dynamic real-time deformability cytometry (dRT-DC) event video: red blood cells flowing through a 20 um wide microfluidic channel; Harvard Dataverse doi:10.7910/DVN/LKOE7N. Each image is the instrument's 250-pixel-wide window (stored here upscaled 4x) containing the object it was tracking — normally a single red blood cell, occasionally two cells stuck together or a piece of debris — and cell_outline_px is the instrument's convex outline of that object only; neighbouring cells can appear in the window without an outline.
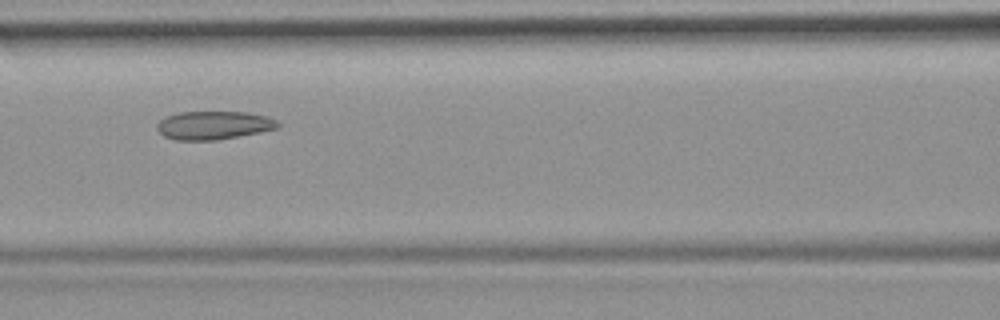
{"species": "common noctule bat (a hibernating species)", "species_latin": "Nyctalus noctula", "temperature_condition": "room temperature", "stored_images_in_passage": 33, "camera_frame_rate_fps": 3000, "um_per_image_px": 0.085, "animal": {"sex": "female", "body_mass_g": 19.9}, "frame": {"image": 1, "passage_image": 10, "time_ms": 3.0, "image_size_px": [1000, 320], "cell_outline_px": [[280, 128], [260, 132], [216, 140], [176, 140], [164, 136], [156, 128], [156, 124], [160, 120], [176, 112], [248, 112], [268, 116], [276, 120], [280, 124]], "centroid_in_image_um": [18.18, 10.64], "position_along_channel_um": 148.4, "area_um2": 20.06}, "authors_computed_cell_mechanics": {"area_um2": 20.4612, "velocity_mm_per_s": 3.8049, "shape_relaxation_time_tau1_ms": null, "shape_relaxation_time_tau2_ms": 2.7352, "deformation_change_tau1": null, "deformation_change_tau2": 0.0942}}